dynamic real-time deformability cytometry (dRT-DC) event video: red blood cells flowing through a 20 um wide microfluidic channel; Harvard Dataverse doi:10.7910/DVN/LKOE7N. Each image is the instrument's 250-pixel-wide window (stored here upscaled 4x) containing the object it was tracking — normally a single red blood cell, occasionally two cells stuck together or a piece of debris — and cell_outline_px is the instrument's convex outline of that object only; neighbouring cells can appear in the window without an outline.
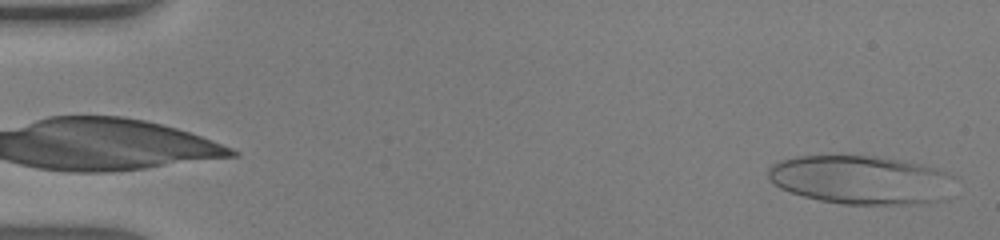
{"species": "human", "species_latin": "Homo sapiens", "temperature_condition": "warm", "stored_images_in_passage": 46, "camera_frame_rate_fps": 3000, "um_per_image_px": 0.085, "donor": {"sex": "male"}, "frame": {"image": 1, "passage_image": 1, "time_ms": 0.0, "image_size_px": [1000, 240], "cell_outline_px": [[956, 176], [952, 196], [948, 200], [928, 204], [840, 204], [820, 200], [804, 196], [780, 188], [768, 180], [768, 168], [772, 164], [780, 160], [796, 156], [840, 152], [876, 156], [904, 160], [920, 164], [948, 172]], "centroid_in_image_um": [73.25, 15.26], "position_along_channel_um": 11.8, "area_um2": 55.14}}
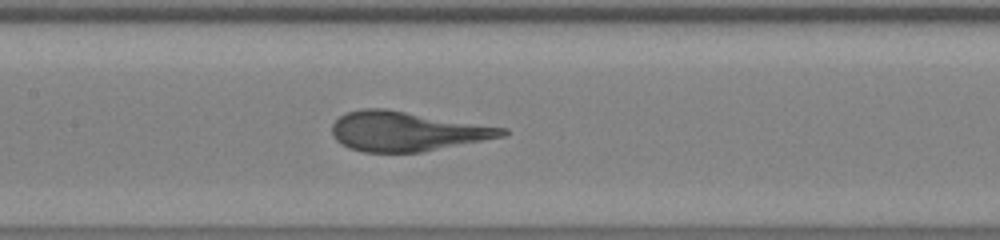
{"frame": {"image": 2, "passage_image": 22, "time_ms": 7.0, "image_size_px": [1000, 240], "cell_outline_px": [[508, 136], [420, 152], [364, 152], [348, 148], [340, 144], [336, 140], [332, 132], [332, 124], [344, 112], [364, 108], [384, 108], [508, 128]], "centroid_in_image_um": [34.58, 11.16], "position_along_channel_um": 172.8, "area_um2": 39.42}}
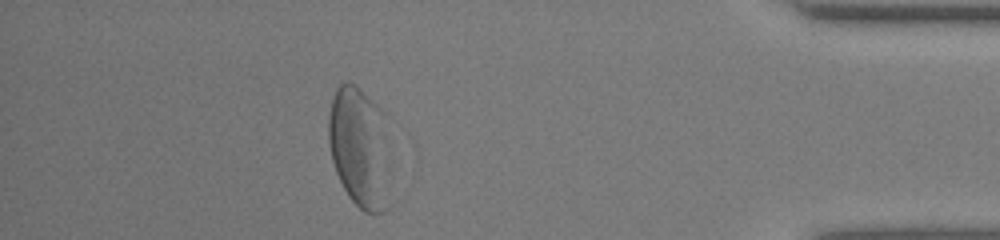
{"frame": {"image": 3, "passage_image": 41, "time_ms": 13.333, "image_size_px": [1000, 240], "cell_outline_px": [[400, 200], [396, 204], [380, 212], [364, 212], [348, 196], [336, 172], [332, 160], [328, 144], [328, 116], [332, 100], [336, 88], [344, 80], [348, 80], [356, 84], [384, 112]], "centroid_in_image_um": [30.75, 12.68], "position_along_channel_um": 404.4, "area_um2": 47.51}}